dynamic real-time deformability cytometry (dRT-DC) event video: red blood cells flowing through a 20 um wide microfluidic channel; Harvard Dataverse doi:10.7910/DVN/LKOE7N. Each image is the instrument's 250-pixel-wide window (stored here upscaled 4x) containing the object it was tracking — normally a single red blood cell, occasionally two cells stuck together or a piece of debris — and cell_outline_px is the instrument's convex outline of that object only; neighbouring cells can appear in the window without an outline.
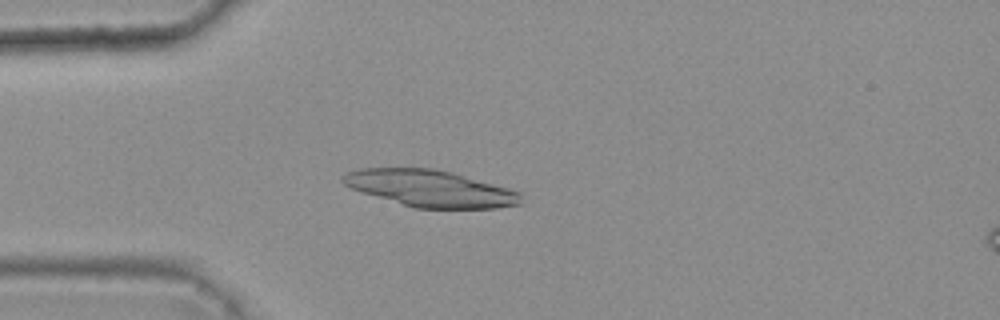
{"species": "common noctule bat (a hibernating species)", "species_latin": "Nyctalus noctula", "temperature_condition": "warm", "stored_images_in_passage": 5, "camera_frame_rate_fps": 3000, "um_per_image_px": 0.085, "animal": {"sex": "female", "body_mass_g": 25.1}, "frame": {"image": 1, "passage_image": 4, "time_ms": 1.0, "image_size_px": [1000, 320], "cell_outline_px": [[520, 204], [496, 208], [416, 208], [364, 192], [352, 188], [344, 184], [340, 180], [348, 172], [360, 168], [432, 168], [452, 172], [508, 188], [520, 192]], "centroid_in_image_um": [36.59, 16.01], "position_along_channel_um": 48.4, "area_um2": 37.4}}